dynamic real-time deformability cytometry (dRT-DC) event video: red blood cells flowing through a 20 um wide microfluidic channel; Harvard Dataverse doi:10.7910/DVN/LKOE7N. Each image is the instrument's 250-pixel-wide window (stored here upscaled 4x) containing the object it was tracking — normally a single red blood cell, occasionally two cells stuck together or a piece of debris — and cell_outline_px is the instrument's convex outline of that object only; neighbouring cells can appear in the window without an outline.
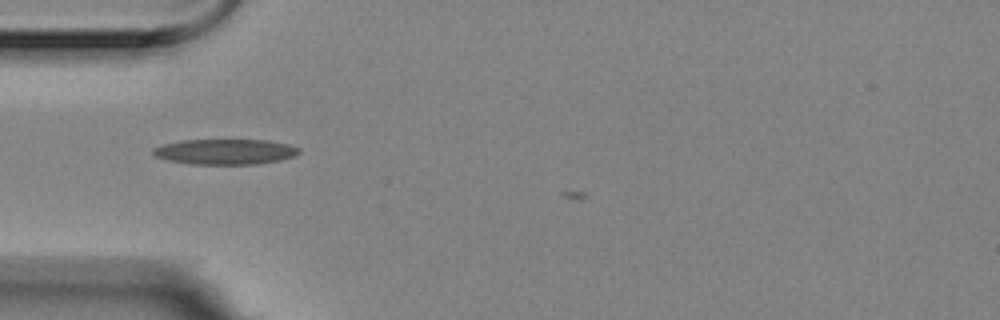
{"species": "Egyptian fruit bat (a non-hibernating species)", "species_latin": "Rousettus aegyptiacus", "temperature_condition": "room temperature", "stored_images_in_passage": 8, "camera_frame_rate_fps": 3000, "um_per_image_px": 0.085, "animal": {"sex": "female"}, "frame": {"image": 1, "passage_image": 1, "time_ms": 0.0, "image_size_px": [1000, 320], "cell_outline_px": [[300, 152], [296, 156], [280, 160], [256, 164], [192, 164], [168, 160], [156, 156], [152, 152], [152, 148], [164, 144], [180, 140], [268, 140], [288, 144], [300, 148]], "centroid_in_image_um": [19.16, 12.89], "position_along_channel_um": 65.8, "area_um2": 21.62}}
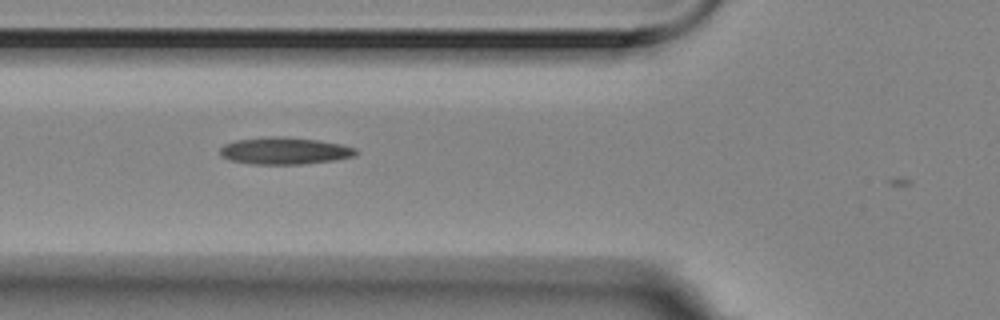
{"frame": {"image": 2, "passage_image": 4, "time_ms": 1.0, "image_size_px": [1000, 320], "cell_outline_px": [[356, 156], [336, 160], [300, 164], [252, 164], [228, 160], [220, 156], [220, 148], [224, 144], [236, 140], [272, 136], [280, 136], [320, 140], [340, 144], [356, 148]], "centroid_in_image_um": [24.17, 12.82], "position_along_channel_um": 101.6, "area_um2": 21.5}}
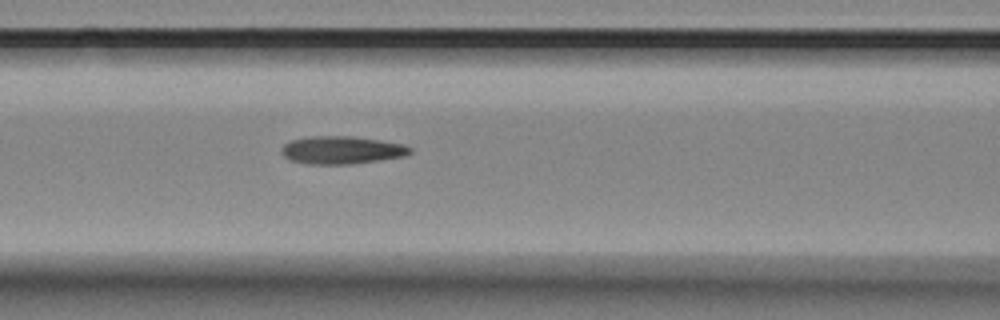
{"frame": {"image": 3, "passage_image": 7, "time_ms": 2.0, "image_size_px": [1000, 320], "cell_outline_px": [[412, 152], [408, 156], [380, 160], [348, 164], [308, 164], [288, 160], [280, 152], [280, 148], [284, 144], [292, 140], [308, 136], [352, 136], [400, 144], [412, 148]], "centroid_in_image_um": [29.0, 12.76], "position_along_channel_um": 137.6, "area_um2": 20.87}}